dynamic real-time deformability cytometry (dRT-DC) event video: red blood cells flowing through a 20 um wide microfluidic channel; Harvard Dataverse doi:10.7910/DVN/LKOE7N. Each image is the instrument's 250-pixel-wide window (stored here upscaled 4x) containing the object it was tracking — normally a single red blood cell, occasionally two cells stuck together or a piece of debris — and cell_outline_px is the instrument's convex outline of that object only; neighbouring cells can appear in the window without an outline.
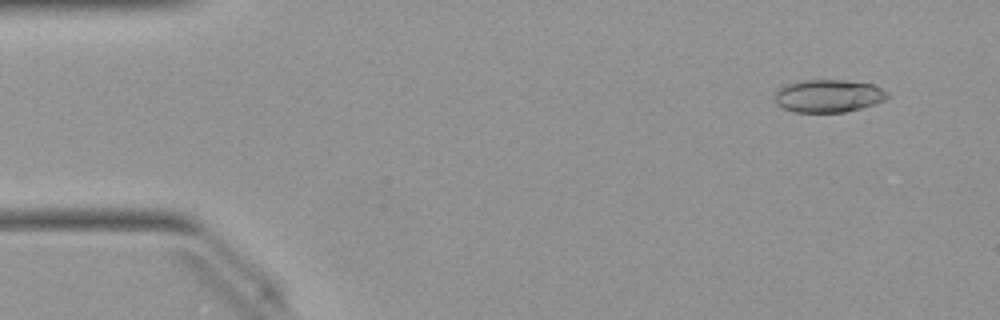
{"species": "Egyptian fruit bat (a non-hibernating species)", "species_latin": "Rousettus aegyptiacus", "temperature_condition": "warm", "stored_images_in_passage": 50, "camera_frame_rate_fps": 3000, "um_per_image_px": 0.085, "animal": {"sex": "female"}, "frame": {"image": 1, "passage_image": 4, "time_ms": 1.0, "image_size_px": [1000, 320], "cell_outline_px": [[892, 96], [876, 104], [844, 112], [792, 112], [776, 104], [776, 92], [784, 84], [804, 80], [848, 80], [872, 84], [888, 92]], "centroid_in_image_um": [70.44, 8.15], "position_along_channel_um": 14.6, "area_um2": 21.62}}
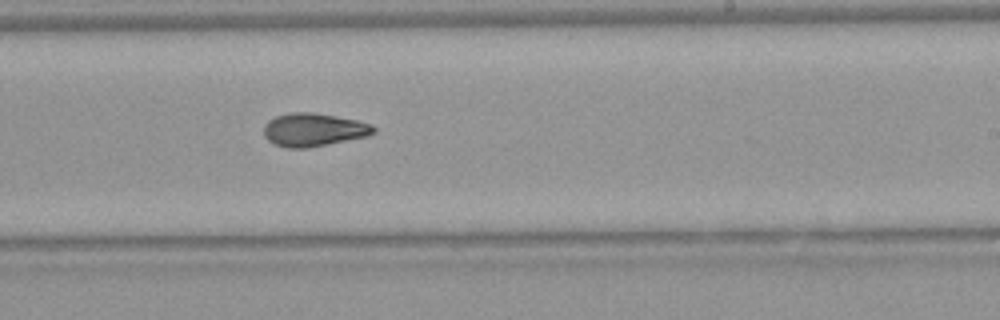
{"frame": {"image": 2, "passage_image": 30, "time_ms": 9.667, "image_size_px": [1000, 320], "cell_outline_px": [[376, 132], [368, 136], [308, 148], [288, 148], [272, 144], [264, 136], [264, 124], [268, 120], [276, 116], [288, 112], [312, 112], [336, 116], [356, 120], [372, 124], [376, 128]], "centroid_in_image_um": [26.64, 11.03], "position_along_channel_um": 262.4, "area_um2": 21.44}}
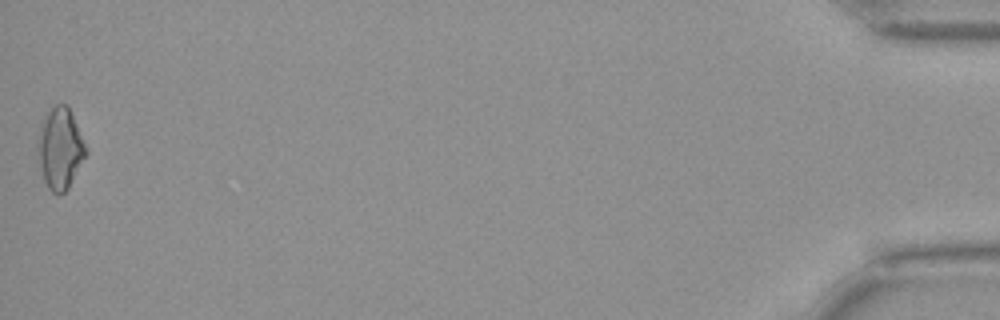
{"frame": {"image": 3, "passage_image": 50, "time_ms": 16.333, "image_size_px": [1000, 320], "cell_outline_px": [[88, 152], [68, 188], [60, 196], [56, 196], [48, 188], [44, 180], [36, 148], [36, 140], [40, 124], [44, 116], [56, 104], [68, 104]], "centroid_in_image_um": [5.08, 12.62], "position_along_channel_um": 430.1, "area_um2": 22.89}, "authors_computed_cell_mechanics": {"area_um2": 20.9814, "velocity_mm_per_s": 4.0458, "shape_relaxation_time_tau1_ms": null, "shape_relaxation_time_tau2_ms": 3.3036, "deformation_change_tau1": null, "deformation_change_tau2": 0.0958}}